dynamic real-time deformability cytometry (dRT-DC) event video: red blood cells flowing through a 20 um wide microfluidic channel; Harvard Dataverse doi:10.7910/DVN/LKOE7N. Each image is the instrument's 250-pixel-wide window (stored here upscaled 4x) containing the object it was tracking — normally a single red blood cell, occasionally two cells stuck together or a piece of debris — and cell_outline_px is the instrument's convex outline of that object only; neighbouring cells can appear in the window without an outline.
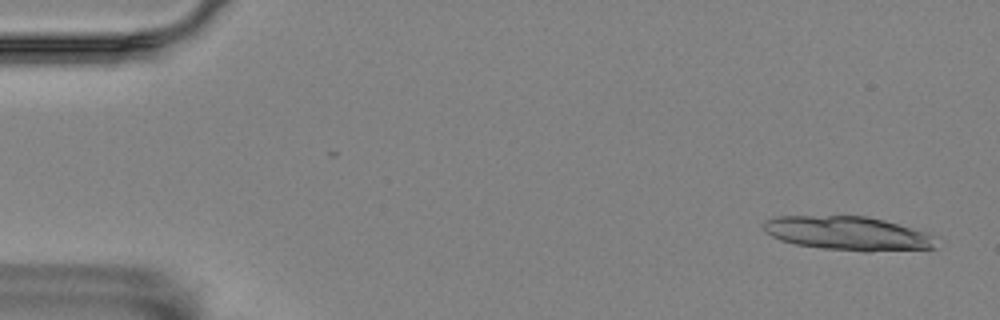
{"species": "Egyptian fruit bat (a non-hibernating species)", "species_latin": "Rousettus aegyptiacus", "temperature_condition": "room temperature", "stored_images_in_passage": 43, "camera_frame_rate_fps": 3000, "um_per_image_px": 0.085, "animal": {"sex": "female"}, "frame": {"image": 1, "passage_image": 3, "time_ms": 0.667, "image_size_px": [1000, 320], "cell_outline_px": [[936, 248], [868, 252], [864, 252], [820, 248], [796, 244], [780, 240], [764, 232], [764, 224], [768, 220], [776, 216], [864, 216], [884, 220], [924, 232], [932, 236]], "centroid_in_image_um": [72.03, 19.85], "position_along_channel_um": 13.0, "area_um2": 33.81}}
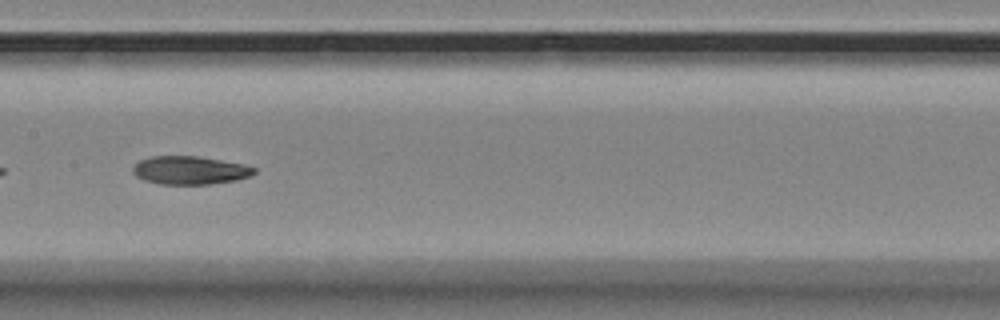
{"frame": {"image": 2, "passage_image": 29, "time_ms": 9.333, "image_size_px": [1000, 320], "cell_outline_px": [[256, 172], [252, 176], [236, 180], [208, 184], [160, 184], [144, 180], [136, 176], [132, 172], [132, 168], [140, 160], [152, 156], [196, 156], [220, 160], [240, 164], [256, 168]], "centroid_in_image_um": [16.13, 14.48], "position_along_channel_um": 191.3, "area_um2": 19.83}}
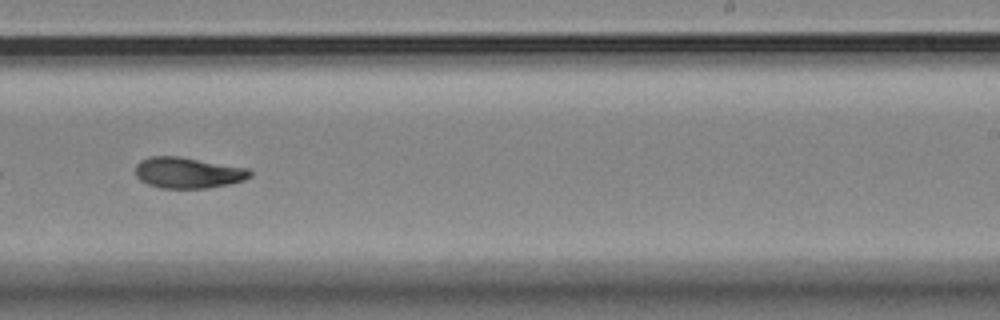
{"frame": {"image": 3, "passage_image": 36, "time_ms": 11.667, "image_size_px": [1000, 320], "cell_outline_px": [[252, 176], [244, 180], [228, 184], [208, 188], [160, 188], [148, 184], [140, 180], [136, 176], [136, 164], [140, 160], [152, 156], [180, 156], [248, 168], [252, 172]], "centroid_in_image_um": [15.98, 14.68], "position_along_channel_um": 273.0, "area_um2": 20.75}}